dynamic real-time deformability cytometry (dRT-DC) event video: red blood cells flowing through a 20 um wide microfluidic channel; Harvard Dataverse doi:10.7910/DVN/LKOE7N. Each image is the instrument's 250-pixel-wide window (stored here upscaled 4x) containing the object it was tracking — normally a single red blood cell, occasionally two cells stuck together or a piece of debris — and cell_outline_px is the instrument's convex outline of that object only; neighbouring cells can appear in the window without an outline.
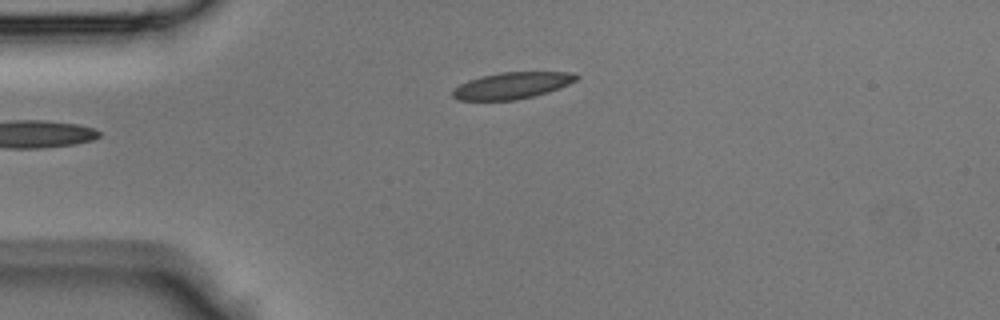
{"species": "Egyptian fruit bat (a non-hibernating species)", "species_latin": "Rousettus aegyptiacus", "temperature_condition": "room temperature", "stored_images_in_passage": 31, "camera_frame_rate_fps": 3000, "um_per_image_px": 0.085, "animal": {"sex": "male"}, "frame": {"image": 1, "passage_image": 1, "time_ms": 0.0, "image_size_px": [1000, 320], "cell_outline_px": [[580, 76], [576, 80], [560, 88], [548, 92], [516, 100], [460, 100], [452, 96], [452, 88], [468, 80], [500, 72], [572, 72]], "centroid_in_image_um": [43.52, 7.27], "position_along_channel_um": 41.5, "area_um2": 19.07}}
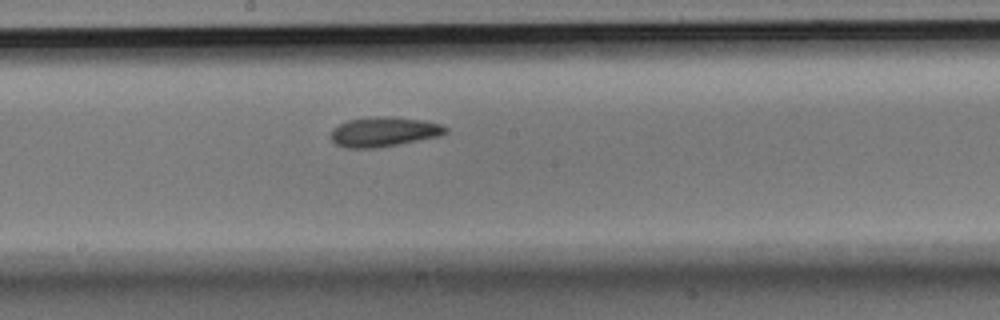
{"frame": {"image": 2, "passage_image": 14, "time_ms": 4.333, "image_size_px": [1000, 320], "cell_outline_px": [[448, 132], [440, 136], [376, 148], [344, 148], [336, 144], [332, 140], [332, 128], [348, 120], [376, 116], [392, 116], [424, 120], [440, 124], [448, 128]], "centroid_in_image_um": [32.64, 11.2], "position_along_channel_um": 215.6, "area_um2": 19.88}}
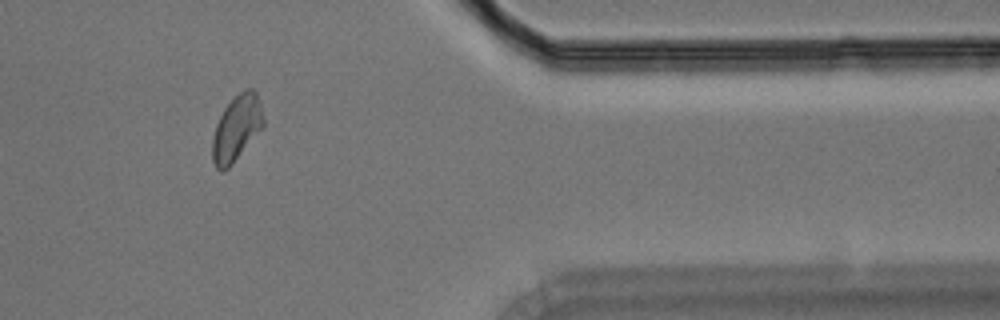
{"frame": {"image": 3, "passage_image": 27, "time_ms": 8.667, "image_size_px": [1000, 320], "cell_outline_px": [[264, 128], [232, 164], [224, 172], [220, 172], [216, 168], [212, 160], [212, 136], [216, 124], [224, 108], [244, 88], [252, 88], [256, 92], [260, 100], [264, 120]], "centroid_in_image_um": [20.12, 10.92], "position_along_channel_um": 391.3, "area_um2": 19.83}}